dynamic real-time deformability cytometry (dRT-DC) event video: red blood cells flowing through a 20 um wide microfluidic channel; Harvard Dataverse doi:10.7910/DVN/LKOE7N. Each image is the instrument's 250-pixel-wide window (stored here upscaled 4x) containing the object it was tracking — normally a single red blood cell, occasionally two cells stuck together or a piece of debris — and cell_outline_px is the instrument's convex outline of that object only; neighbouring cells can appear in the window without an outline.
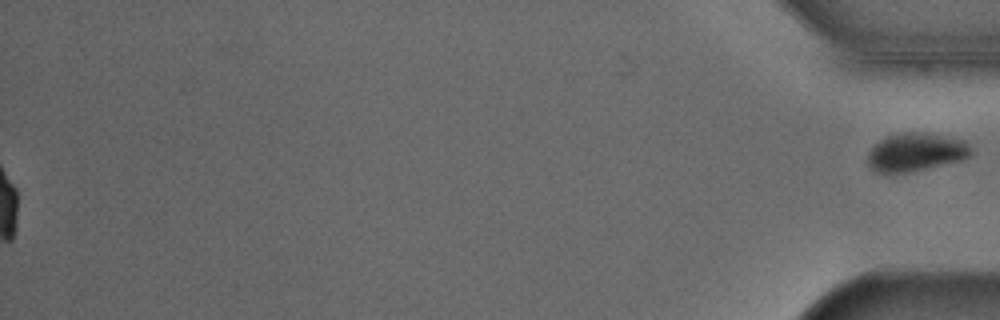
{"species": "Egyptian fruit bat (a non-hibernating species)", "species_latin": "Rousettus aegyptiacus", "temperature_condition": "cold", "stored_images_in_passage": 53, "segment_of_instrument_passage": [2, 2], "camera_frame_rate_fps": 3000, "um_per_image_px": 0.085, "animal": {"sex": "male"}, "frame": {"image": 1, "passage_image": 53, "time_ms": 17.333, "image_size_px": [1000, 320], "cell_outline_px": [[972, 152], [968, 156], [960, 160], [924, 168], [904, 172], [876, 172], [868, 164], [868, 152], [880, 140], [888, 136], [900, 132], [924, 132], [948, 136], [968, 140], [972, 148]], "centroid_in_image_um": [77.88, 12.89], "position_along_channel_um": 357.3, "area_um2": 22.83}}